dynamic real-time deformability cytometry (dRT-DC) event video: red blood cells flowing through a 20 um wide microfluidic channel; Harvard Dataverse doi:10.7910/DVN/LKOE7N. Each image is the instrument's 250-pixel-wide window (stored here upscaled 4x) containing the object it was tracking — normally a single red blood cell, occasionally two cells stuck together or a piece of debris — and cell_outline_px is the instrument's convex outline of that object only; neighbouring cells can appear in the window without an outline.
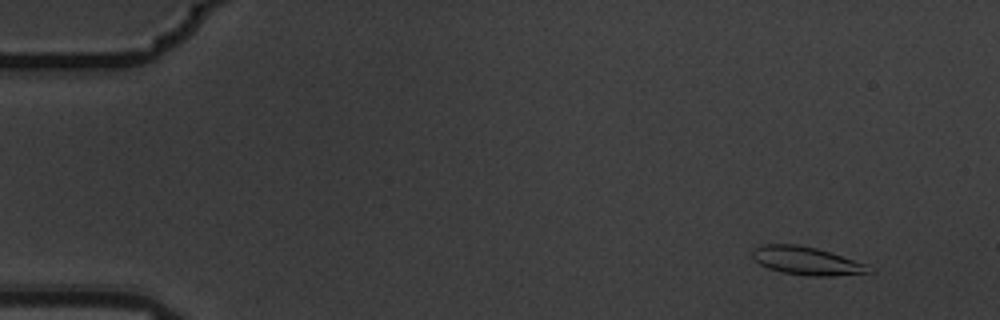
{"species": "common noctule bat (a hibernating species)", "species_latin": "Nyctalus noctula", "temperature_condition": "warm", "stored_images_in_passage": 6, "camera_frame_rate_fps": 3000, "um_per_image_px": 0.085, "animal": {"sex": "male", "body_mass_g": 19.5, "forearm_length_mm": 54.6}, "frame": {"image": 1, "passage_image": 2, "time_ms": 0.333, "image_size_px": [1000, 320], "cell_outline_px": [[876, 272], [828, 276], [808, 276], [784, 272], [768, 268], [760, 264], [752, 256], [752, 248], [764, 244], [796, 244], [816, 248], [868, 264]], "centroid_in_image_um": [68.58, 22.17], "position_along_channel_um": 16.4, "area_um2": 19.07}}